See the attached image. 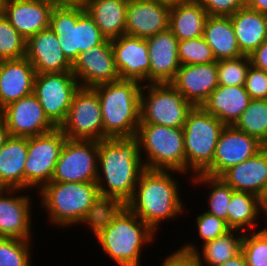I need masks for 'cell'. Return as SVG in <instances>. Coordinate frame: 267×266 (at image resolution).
<instances>
[{
    "instance_id": "42",
    "label": "cell",
    "mask_w": 267,
    "mask_h": 266,
    "mask_svg": "<svg viewBox=\"0 0 267 266\" xmlns=\"http://www.w3.org/2000/svg\"><path fill=\"white\" fill-rule=\"evenodd\" d=\"M244 88L251 99H267V73L250 65Z\"/></svg>"
},
{
    "instance_id": "11",
    "label": "cell",
    "mask_w": 267,
    "mask_h": 266,
    "mask_svg": "<svg viewBox=\"0 0 267 266\" xmlns=\"http://www.w3.org/2000/svg\"><path fill=\"white\" fill-rule=\"evenodd\" d=\"M80 85L72 71L36 74L34 91L44 114L56 127L65 122Z\"/></svg>"
},
{
    "instance_id": "12",
    "label": "cell",
    "mask_w": 267,
    "mask_h": 266,
    "mask_svg": "<svg viewBox=\"0 0 267 266\" xmlns=\"http://www.w3.org/2000/svg\"><path fill=\"white\" fill-rule=\"evenodd\" d=\"M60 129L70 140H104L101 104L93 88L79 87Z\"/></svg>"
},
{
    "instance_id": "35",
    "label": "cell",
    "mask_w": 267,
    "mask_h": 266,
    "mask_svg": "<svg viewBox=\"0 0 267 266\" xmlns=\"http://www.w3.org/2000/svg\"><path fill=\"white\" fill-rule=\"evenodd\" d=\"M233 126L262 142L267 135V99H251Z\"/></svg>"
},
{
    "instance_id": "21",
    "label": "cell",
    "mask_w": 267,
    "mask_h": 266,
    "mask_svg": "<svg viewBox=\"0 0 267 266\" xmlns=\"http://www.w3.org/2000/svg\"><path fill=\"white\" fill-rule=\"evenodd\" d=\"M150 58L149 84L170 83L180 68L178 39L168 28L146 38Z\"/></svg>"
},
{
    "instance_id": "50",
    "label": "cell",
    "mask_w": 267,
    "mask_h": 266,
    "mask_svg": "<svg viewBox=\"0 0 267 266\" xmlns=\"http://www.w3.org/2000/svg\"><path fill=\"white\" fill-rule=\"evenodd\" d=\"M263 201V216H264V223L263 225H267V194L265 195V197L262 199Z\"/></svg>"
},
{
    "instance_id": "41",
    "label": "cell",
    "mask_w": 267,
    "mask_h": 266,
    "mask_svg": "<svg viewBox=\"0 0 267 266\" xmlns=\"http://www.w3.org/2000/svg\"><path fill=\"white\" fill-rule=\"evenodd\" d=\"M196 235L197 239L200 238L202 241L201 245L209 241H213L217 237L225 234L230 230L227 226L226 221L221 218H218L214 215L207 213L206 211L196 214ZM199 236V237H198Z\"/></svg>"
},
{
    "instance_id": "40",
    "label": "cell",
    "mask_w": 267,
    "mask_h": 266,
    "mask_svg": "<svg viewBox=\"0 0 267 266\" xmlns=\"http://www.w3.org/2000/svg\"><path fill=\"white\" fill-rule=\"evenodd\" d=\"M178 57L181 65L208 64L216 62L211 47L203 36L178 41Z\"/></svg>"
},
{
    "instance_id": "4",
    "label": "cell",
    "mask_w": 267,
    "mask_h": 266,
    "mask_svg": "<svg viewBox=\"0 0 267 266\" xmlns=\"http://www.w3.org/2000/svg\"><path fill=\"white\" fill-rule=\"evenodd\" d=\"M36 193L41 199L40 208L47 213V222L59 229L77 225L90 229L107 206L96 182L51 181Z\"/></svg>"
},
{
    "instance_id": "16",
    "label": "cell",
    "mask_w": 267,
    "mask_h": 266,
    "mask_svg": "<svg viewBox=\"0 0 267 266\" xmlns=\"http://www.w3.org/2000/svg\"><path fill=\"white\" fill-rule=\"evenodd\" d=\"M262 148L257 138L234 126H225L219 136L213 162L203 174L219 177L224 171L249 159Z\"/></svg>"
},
{
    "instance_id": "2",
    "label": "cell",
    "mask_w": 267,
    "mask_h": 266,
    "mask_svg": "<svg viewBox=\"0 0 267 266\" xmlns=\"http://www.w3.org/2000/svg\"><path fill=\"white\" fill-rule=\"evenodd\" d=\"M144 169L136 136L98 141L96 183L107 205H125L133 197Z\"/></svg>"
},
{
    "instance_id": "27",
    "label": "cell",
    "mask_w": 267,
    "mask_h": 266,
    "mask_svg": "<svg viewBox=\"0 0 267 266\" xmlns=\"http://www.w3.org/2000/svg\"><path fill=\"white\" fill-rule=\"evenodd\" d=\"M250 100L244 85H218L202 107L225 126H233L248 107Z\"/></svg>"
},
{
    "instance_id": "34",
    "label": "cell",
    "mask_w": 267,
    "mask_h": 266,
    "mask_svg": "<svg viewBox=\"0 0 267 266\" xmlns=\"http://www.w3.org/2000/svg\"><path fill=\"white\" fill-rule=\"evenodd\" d=\"M193 183L191 185L199 186L207 189V208L204 209L207 213L214 215L218 218L226 221L227 224V213L228 205L231 201L232 193L235 191L231 186L226 184L220 177L208 176L205 174H198L189 178Z\"/></svg>"
},
{
    "instance_id": "33",
    "label": "cell",
    "mask_w": 267,
    "mask_h": 266,
    "mask_svg": "<svg viewBox=\"0 0 267 266\" xmlns=\"http://www.w3.org/2000/svg\"><path fill=\"white\" fill-rule=\"evenodd\" d=\"M203 38L211 47L216 61L243 56L237 44L230 16H208Z\"/></svg>"
},
{
    "instance_id": "1",
    "label": "cell",
    "mask_w": 267,
    "mask_h": 266,
    "mask_svg": "<svg viewBox=\"0 0 267 266\" xmlns=\"http://www.w3.org/2000/svg\"><path fill=\"white\" fill-rule=\"evenodd\" d=\"M89 230L116 266H141L145 248L158 238L126 205H107Z\"/></svg>"
},
{
    "instance_id": "53",
    "label": "cell",
    "mask_w": 267,
    "mask_h": 266,
    "mask_svg": "<svg viewBox=\"0 0 267 266\" xmlns=\"http://www.w3.org/2000/svg\"><path fill=\"white\" fill-rule=\"evenodd\" d=\"M4 0H0V14L3 13Z\"/></svg>"
},
{
    "instance_id": "7",
    "label": "cell",
    "mask_w": 267,
    "mask_h": 266,
    "mask_svg": "<svg viewBox=\"0 0 267 266\" xmlns=\"http://www.w3.org/2000/svg\"><path fill=\"white\" fill-rule=\"evenodd\" d=\"M225 125L202 106L193 107L183 127L186 175L203 174L212 164ZM190 173V174H189Z\"/></svg>"
},
{
    "instance_id": "49",
    "label": "cell",
    "mask_w": 267,
    "mask_h": 266,
    "mask_svg": "<svg viewBox=\"0 0 267 266\" xmlns=\"http://www.w3.org/2000/svg\"><path fill=\"white\" fill-rule=\"evenodd\" d=\"M218 266H247L246 259L242 251L229 259L228 261L218 265Z\"/></svg>"
},
{
    "instance_id": "37",
    "label": "cell",
    "mask_w": 267,
    "mask_h": 266,
    "mask_svg": "<svg viewBox=\"0 0 267 266\" xmlns=\"http://www.w3.org/2000/svg\"><path fill=\"white\" fill-rule=\"evenodd\" d=\"M26 55V39L0 14V61L19 59Z\"/></svg>"
},
{
    "instance_id": "18",
    "label": "cell",
    "mask_w": 267,
    "mask_h": 266,
    "mask_svg": "<svg viewBox=\"0 0 267 266\" xmlns=\"http://www.w3.org/2000/svg\"><path fill=\"white\" fill-rule=\"evenodd\" d=\"M171 5L157 0H128L125 34L149 38L169 28Z\"/></svg>"
},
{
    "instance_id": "22",
    "label": "cell",
    "mask_w": 267,
    "mask_h": 266,
    "mask_svg": "<svg viewBox=\"0 0 267 266\" xmlns=\"http://www.w3.org/2000/svg\"><path fill=\"white\" fill-rule=\"evenodd\" d=\"M53 8L48 0H4L3 14L27 40L50 27Z\"/></svg>"
},
{
    "instance_id": "17",
    "label": "cell",
    "mask_w": 267,
    "mask_h": 266,
    "mask_svg": "<svg viewBox=\"0 0 267 266\" xmlns=\"http://www.w3.org/2000/svg\"><path fill=\"white\" fill-rule=\"evenodd\" d=\"M0 112L5 118L10 136L13 137H34L56 128L44 114L34 93L12 102Z\"/></svg>"
},
{
    "instance_id": "28",
    "label": "cell",
    "mask_w": 267,
    "mask_h": 266,
    "mask_svg": "<svg viewBox=\"0 0 267 266\" xmlns=\"http://www.w3.org/2000/svg\"><path fill=\"white\" fill-rule=\"evenodd\" d=\"M28 138L10 136L0 150V188L24 189Z\"/></svg>"
},
{
    "instance_id": "43",
    "label": "cell",
    "mask_w": 267,
    "mask_h": 266,
    "mask_svg": "<svg viewBox=\"0 0 267 266\" xmlns=\"http://www.w3.org/2000/svg\"><path fill=\"white\" fill-rule=\"evenodd\" d=\"M208 16H231L246 7V0H199Z\"/></svg>"
},
{
    "instance_id": "3",
    "label": "cell",
    "mask_w": 267,
    "mask_h": 266,
    "mask_svg": "<svg viewBox=\"0 0 267 266\" xmlns=\"http://www.w3.org/2000/svg\"><path fill=\"white\" fill-rule=\"evenodd\" d=\"M184 173L170 170L144 169L135 187L133 197L125 204L138 218L156 233L160 225L186 215L188 211L182 198L181 177ZM186 208V209H185ZM180 216V217H179ZM159 230V231H157Z\"/></svg>"
},
{
    "instance_id": "20",
    "label": "cell",
    "mask_w": 267,
    "mask_h": 266,
    "mask_svg": "<svg viewBox=\"0 0 267 266\" xmlns=\"http://www.w3.org/2000/svg\"><path fill=\"white\" fill-rule=\"evenodd\" d=\"M170 84L193 107L202 106L218 86L217 61L208 64L181 65Z\"/></svg>"
},
{
    "instance_id": "36",
    "label": "cell",
    "mask_w": 267,
    "mask_h": 266,
    "mask_svg": "<svg viewBox=\"0 0 267 266\" xmlns=\"http://www.w3.org/2000/svg\"><path fill=\"white\" fill-rule=\"evenodd\" d=\"M32 241L0 237V266H32Z\"/></svg>"
},
{
    "instance_id": "30",
    "label": "cell",
    "mask_w": 267,
    "mask_h": 266,
    "mask_svg": "<svg viewBox=\"0 0 267 266\" xmlns=\"http://www.w3.org/2000/svg\"><path fill=\"white\" fill-rule=\"evenodd\" d=\"M128 0H88L84 9L107 40L125 34Z\"/></svg>"
},
{
    "instance_id": "24",
    "label": "cell",
    "mask_w": 267,
    "mask_h": 266,
    "mask_svg": "<svg viewBox=\"0 0 267 266\" xmlns=\"http://www.w3.org/2000/svg\"><path fill=\"white\" fill-rule=\"evenodd\" d=\"M219 177L235 191L250 192L263 199L267 194V149L262 148Z\"/></svg>"
},
{
    "instance_id": "26",
    "label": "cell",
    "mask_w": 267,
    "mask_h": 266,
    "mask_svg": "<svg viewBox=\"0 0 267 266\" xmlns=\"http://www.w3.org/2000/svg\"><path fill=\"white\" fill-rule=\"evenodd\" d=\"M243 236L244 232L230 229L204 245H196L195 240L192 243L187 241L178 247V250L184 254L192 255L199 266H218L242 251Z\"/></svg>"
},
{
    "instance_id": "31",
    "label": "cell",
    "mask_w": 267,
    "mask_h": 266,
    "mask_svg": "<svg viewBox=\"0 0 267 266\" xmlns=\"http://www.w3.org/2000/svg\"><path fill=\"white\" fill-rule=\"evenodd\" d=\"M208 14L199 0H186L171 5L169 29L178 40L203 36Z\"/></svg>"
},
{
    "instance_id": "29",
    "label": "cell",
    "mask_w": 267,
    "mask_h": 266,
    "mask_svg": "<svg viewBox=\"0 0 267 266\" xmlns=\"http://www.w3.org/2000/svg\"><path fill=\"white\" fill-rule=\"evenodd\" d=\"M238 47L249 56L267 40V27L263 13L243 7L230 16Z\"/></svg>"
},
{
    "instance_id": "47",
    "label": "cell",
    "mask_w": 267,
    "mask_h": 266,
    "mask_svg": "<svg viewBox=\"0 0 267 266\" xmlns=\"http://www.w3.org/2000/svg\"><path fill=\"white\" fill-rule=\"evenodd\" d=\"M246 6L260 13H267V0H246Z\"/></svg>"
},
{
    "instance_id": "25",
    "label": "cell",
    "mask_w": 267,
    "mask_h": 266,
    "mask_svg": "<svg viewBox=\"0 0 267 266\" xmlns=\"http://www.w3.org/2000/svg\"><path fill=\"white\" fill-rule=\"evenodd\" d=\"M36 72L26 58L0 61V111L34 91Z\"/></svg>"
},
{
    "instance_id": "14",
    "label": "cell",
    "mask_w": 267,
    "mask_h": 266,
    "mask_svg": "<svg viewBox=\"0 0 267 266\" xmlns=\"http://www.w3.org/2000/svg\"><path fill=\"white\" fill-rule=\"evenodd\" d=\"M25 191L0 188V237L33 240V201Z\"/></svg>"
},
{
    "instance_id": "15",
    "label": "cell",
    "mask_w": 267,
    "mask_h": 266,
    "mask_svg": "<svg viewBox=\"0 0 267 266\" xmlns=\"http://www.w3.org/2000/svg\"><path fill=\"white\" fill-rule=\"evenodd\" d=\"M80 87L94 88L120 79L110 40L79 54L72 65Z\"/></svg>"
},
{
    "instance_id": "48",
    "label": "cell",
    "mask_w": 267,
    "mask_h": 266,
    "mask_svg": "<svg viewBox=\"0 0 267 266\" xmlns=\"http://www.w3.org/2000/svg\"><path fill=\"white\" fill-rule=\"evenodd\" d=\"M10 137L4 116L0 112V150Z\"/></svg>"
},
{
    "instance_id": "46",
    "label": "cell",
    "mask_w": 267,
    "mask_h": 266,
    "mask_svg": "<svg viewBox=\"0 0 267 266\" xmlns=\"http://www.w3.org/2000/svg\"><path fill=\"white\" fill-rule=\"evenodd\" d=\"M54 6L85 7L88 0H48Z\"/></svg>"
},
{
    "instance_id": "54",
    "label": "cell",
    "mask_w": 267,
    "mask_h": 266,
    "mask_svg": "<svg viewBox=\"0 0 267 266\" xmlns=\"http://www.w3.org/2000/svg\"><path fill=\"white\" fill-rule=\"evenodd\" d=\"M265 21H266V27H267V13L264 14Z\"/></svg>"
},
{
    "instance_id": "39",
    "label": "cell",
    "mask_w": 267,
    "mask_h": 266,
    "mask_svg": "<svg viewBox=\"0 0 267 266\" xmlns=\"http://www.w3.org/2000/svg\"><path fill=\"white\" fill-rule=\"evenodd\" d=\"M242 253L247 266H267V225L261 230L244 232Z\"/></svg>"
},
{
    "instance_id": "5",
    "label": "cell",
    "mask_w": 267,
    "mask_h": 266,
    "mask_svg": "<svg viewBox=\"0 0 267 266\" xmlns=\"http://www.w3.org/2000/svg\"><path fill=\"white\" fill-rule=\"evenodd\" d=\"M142 86L136 80L119 79L93 88L101 104L104 139L136 136Z\"/></svg>"
},
{
    "instance_id": "19",
    "label": "cell",
    "mask_w": 267,
    "mask_h": 266,
    "mask_svg": "<svg viewBox=\"0 0 267 266\" xmlns=\"http://www.w3.org/2000/svg\"><path fill=\"white\" fill-rule=\"evenodd\" d=\"M120 79L149 84L150 58L146 39L122 35L111 40Z\"/></svg>"
},
{
    "instance_id": "45",
    "label": "cell",
    "mask_w": 267,
    "mask_h": 266,
    "mask_svg": "<svg viewBox=\"0 0 267 266\" xmlns=\"http://www.w3.org/2000/svg\"><path fill=\"white\" fill-rule=\"evenodd\" d=\"M251 65L258 69H262L267 73V40L249 55Z\"/></svg>"
},
{
    "instance_id": "23",
    "label": "cell",
    "mask_w": 267,
    "mask_h": 266,
    "mask_svg": "<svg viewBox=\"0 0 267 266\" xmlns=\"http://www.w3.org/2000/svg\"><path fill=\"white\" fill-rule=\"evenodd\" d=\"M36 74L72 71V64L61 50L58 36L47 28L26 40V55Z\"/></svg>"
},
{
    "instance_id": "6",
    "label": "cell",
    "mask_w": 267,
    "mask_h": 266,
    "mask_svg": "<svg viewBox=\"0 0 267 266\" xmlns=\"http://www.w3.org/2000/svg\"><path fill=\"white\" fill-rule=\"evenodd\" d=\"M136 137L146 169L186 174L183 128L140 123Z\"/></svg>"
},
{
    "instance_id": "38",
    "label": "cell",
    "mask_w": 267,
    "mask_h": 266,
    "mask_svg": "<svg viewBox=\"0 0 267 266\" xmlns=\"http://www.w3.org/2000/svg\"><path fill=\"white\" fill-rule=\"evenodd\" d=\"M250 65H251L250 57L246 55H243L235 59L217 60L218 85L221 86L244 85Z\"/></svg>"
},
{
    "instance_id": "13",
    "label": "cell",
    "mask_w": 267,
    "mask_h": 266,
    "mask_svg": "<svg viewBox=\"0 0 267 266\" xmlns=\"http://www.w3.org/2000/svg\"><path fill=\"white\" fill-rule=\"evenodd\" d=\"M98 141L66 139L52 176L53 182H96Z\"/></svg>"
},
{
    "instance_id": "8",
    "label": "cell",
    "mask_w": 267,
    "mask_h": 266,
    "mask_svg": "<svg viewBox=\"0 0 267 266\" xmlns=\"http://www.w3.org/2000/svg\"><path fill=\"white\" fill-rule=\"evenodd\" d=\"M50 28L58 36L61 50L72 65L80 53L106 40L83 7L54 6Z\"/></svg>"
},
{
    "instance_id": "9",
    "label": "cell",
    "mask_w": 267,
    "mask_h": 266,
    "mask_svg": "<svg viewBox=\"0 0 267 266\" xmlns=\"http://www.w3.org/2000/svg\"><path fill=\"white\" fill-rule=\"evenodd\" d=\"M193 106L170 83L143 84L140 123L183 128Z\"/></svg>"
},
{
    "instance_id": "52",
    "label": "cell",
    "mask_w": 267,
    "mask_h": 266,
    "mask_svg": "<svg viewBox=\"0 0 267 266\" xmlns=\"http://www.w3.org/2000/svg\"><path fill=\"white\" fill-rule=\"evenodd\" d=\"M262 147L267 149V135L266 138L261 142Z\"/></svg>"
},
{
    "instance_id": "10",
    "label": "cell",
    "mask_w": 267,
    "mask_h": 266,
    "mask_svg": "<svg viewBox=\"0 0 267 266\" xmlns=\"http://www.w3.org/2000/svg\"><path fill=\"white\" fill-rule=\"evenodd\" d=\"M67 137L60 128L28 137V156L24 168V190L38 192L49 182Z\"/></svg>"
},
{
    "instance_id": "44",
    "label": "cell",
    "mask_w": 267,
    "mask_h": 266,
    "mask_svg": "<svg viewBox=\"0 0 267 266\" xmlns=\"http://www.w3.org/2000/svg\"><path fill=\"white\" fill-rule=\"evenodd\" d=\"M160 266H199L192 255L184 254L178 249L168 253Z\"/></svg>"
},
{
    "instance_id": "32",
    "label": "cell",
    "mask_w": 267,
    "mask_h": 266,
    "mask_svg": "<svg viewBox=\"0 0 267 266\" xmlns=\"http://www.w3.org/2000/svg\"><path fill=\"white\" fill-rule=\"evenodd\" d=\"M227 209V226L230 229L242 232L261 230L257 228L258 221L264 220V214L263 201L259 196L250 192L234 191Z\"/></svg>"
},
{
    "instance_id": "51",
    "label": "cell",
    "mask_w": 267,
    "mask_h": 266,
    "mask_svg": "<svg viewBox=\"0 0 267 266\" xmlns=\"http://www.w3.org/2000/svg\"><path fill=\"white\" fill-rule=\"evenodd\" d=\"M157 1L165 2V3H168V4L172 5V4L183 2V1H186V0H157Z\"/></svg>"
}]
</instances>
